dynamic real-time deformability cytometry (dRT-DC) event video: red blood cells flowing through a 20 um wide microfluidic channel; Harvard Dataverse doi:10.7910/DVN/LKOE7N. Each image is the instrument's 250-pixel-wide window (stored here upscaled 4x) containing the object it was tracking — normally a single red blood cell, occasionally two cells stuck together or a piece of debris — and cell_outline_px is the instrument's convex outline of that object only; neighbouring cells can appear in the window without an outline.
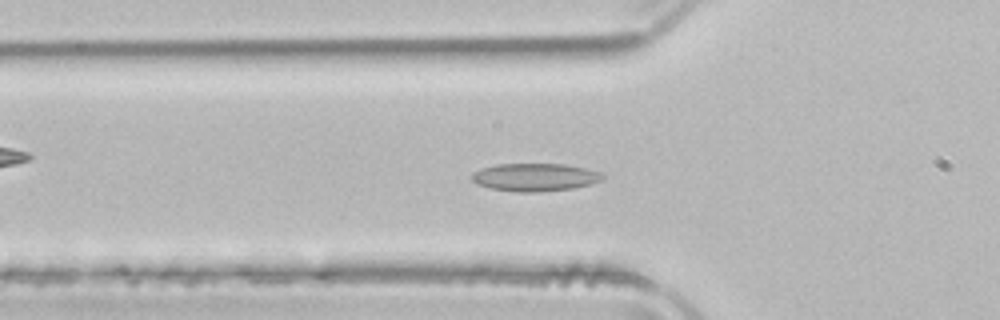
{"species": "common noctule bat (a hibernating species)", "species_latin": "Nyctalus noctula", "temperature_condition": "room temperature", "stored_images_in_passage": 44, "camera_frame_rate_fps": 3000, "um_per_image_px": 0.085, "animal": {"sex": "male", "body_mass_g": 21.5, "forearm_length_mm": 52.0}, "frame": {"image": 1, "passage_image": 10, "time_ms": 3.0, "image_size_px": [1000, 320], "cell_outline_px": [[604, 176], [600, 180], [588, 184], [572, 188], [540, 192], [516, 192], [492, 188], [476, 184], [472, 180], [472, 172], [480, 168], [496, 164], [564, 164], [584, 168], [600, 172]], "centroid_in_image_um": [45.41, 15.06], "position_along_channel_um": 80.4, "area_um2": 21.1}}
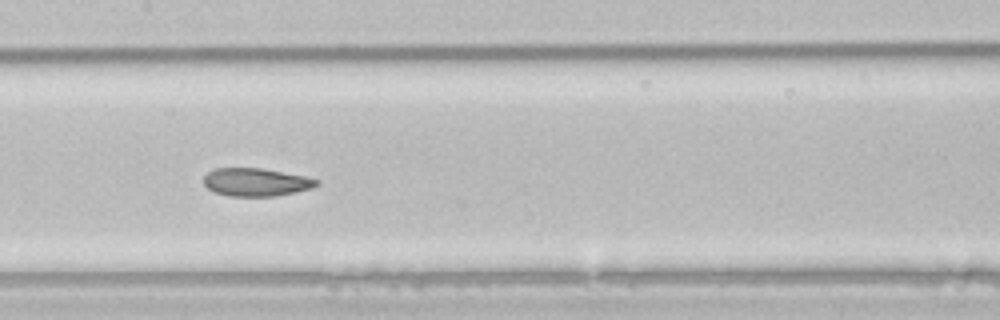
{"frame": {"image": 2, "passage_image": 18, "time_ms": 5.667, "image_size_px": [1000, 320], "cell_outline_px": [[320, 184], [312, 188], [276, 196], [228, 196], [216, 192], [208, 188], [204, 184], [204, 176], [208, 172], [216, 168], [264, 168], [304, 176], [320, 180]], "centroid_in_image_um": [21.78, 15.48], "position_along_channel_um": 185.6, "area_um2": 18.44}}
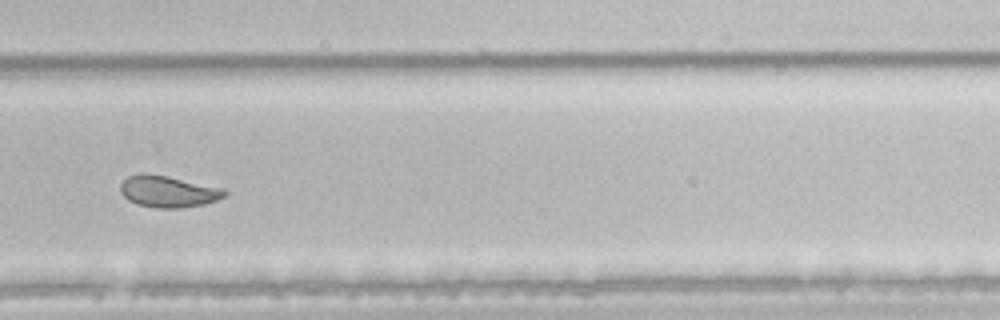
{"frame": {"image": 3, "passage_image": 28, "time_ms": 9.0, "image_size_px": [1000, 320], "cell_outline_px": [[228, 192], [224, 196], [216, 200], [204, 204], [180, 208], [156, 208], [136, 204], [128, 200], [120, 192], [120, 184], [128, 176], [140, 172], [144, 172], [168, 176], [224, 188]], "centroid_in_image_um": [14.27, 16.27], "position_along_channel_um": 315.5, "area_um2": 19.36}, "authors_computed_cell_mechanics": {"area_um2": 20.6635, "velocity_mm_per_s": 3.9125, "shape_relaxation_time_tau1_ms": null, "shape_relaxation_time_tau2_ms": 2.1579, "deformation_change_tau1": null, "deformation_change_tau2": 0.065}}